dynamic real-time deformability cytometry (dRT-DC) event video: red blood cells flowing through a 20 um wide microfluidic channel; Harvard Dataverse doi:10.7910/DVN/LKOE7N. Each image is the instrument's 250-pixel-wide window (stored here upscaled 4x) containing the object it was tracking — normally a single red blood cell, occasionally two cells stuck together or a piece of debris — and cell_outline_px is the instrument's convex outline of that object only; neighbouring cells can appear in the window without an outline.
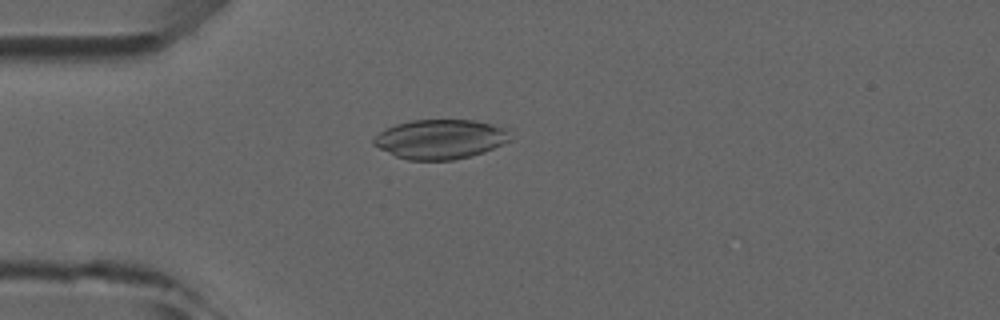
{"species": "common noctule bat (a hibernating species)", "species_latin": "Nyctalus noctula", "temperature_condition": "room temperature", "stored_images_in_passage": 5, "camera_frame_rate_fps": 3000, "um_per_image_px": 0.085, "animal": {"sex": "male", "forearm_length_mm": 52.5}, "frame": {"image": 1, "passage_image": 4, "time_ms": 3.333, "image_size_px": [1000, 320], "cell_outline_px": [[512, 140], [484, 152], [472, 156], [452, 160], [408, 160], [396, 156], [372, 144], [372, 140], [380, 132], [396, 124], [412, 120], [476, 120], [508, 128]], "centroid_in_image_um": [37.48, 11.83], "position_along_channel_um": 47.5, "area_um2": 31.5}}